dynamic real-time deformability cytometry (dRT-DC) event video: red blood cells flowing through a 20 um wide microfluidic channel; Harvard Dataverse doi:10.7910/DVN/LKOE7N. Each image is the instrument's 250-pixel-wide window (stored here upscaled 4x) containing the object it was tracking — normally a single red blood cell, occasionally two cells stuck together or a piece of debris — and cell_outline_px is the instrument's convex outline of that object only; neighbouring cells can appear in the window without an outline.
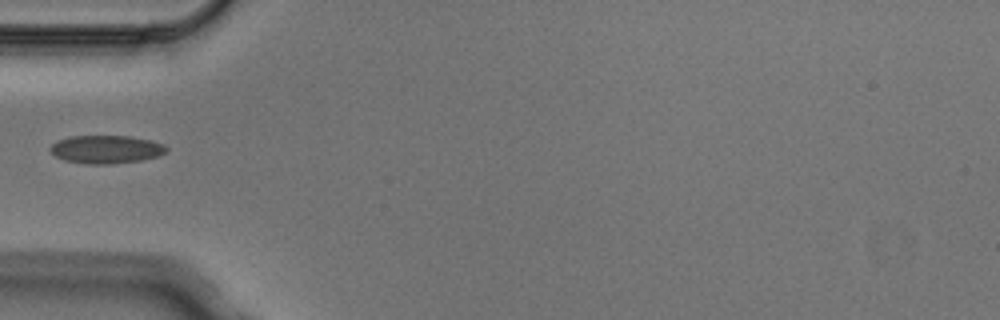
{"species": "Egyptian fruit bat (a non-hibernating species)", "species_latin": "Rousettus aegyptiacus", "temperature_condition": "cold", "stored_images_in_passage": 5, "segment_of_instrument_passage": [2, 2], "camera_frame_rate_fps": 3000, "um_per_image_px": 0.085, "animal": {"sex": "male"}, "frame": {"image": 1, "passage_image": 5, "time_ms": 1.333, "image_size_px": [1000, 320], "cell_outline_px": [[168, 152], [160, 156], [140, 160], [112, 164], [88, 164], [64, 160], [56, 156], [48, 148], [56, 140], [72, 136], [132, 136], [152, 140], [164, 144], [168, 148]], "centroid_in_image_um": [9.06, 12.69], "position_along_channel_um": 75.9, "area_um2": 19.25}}